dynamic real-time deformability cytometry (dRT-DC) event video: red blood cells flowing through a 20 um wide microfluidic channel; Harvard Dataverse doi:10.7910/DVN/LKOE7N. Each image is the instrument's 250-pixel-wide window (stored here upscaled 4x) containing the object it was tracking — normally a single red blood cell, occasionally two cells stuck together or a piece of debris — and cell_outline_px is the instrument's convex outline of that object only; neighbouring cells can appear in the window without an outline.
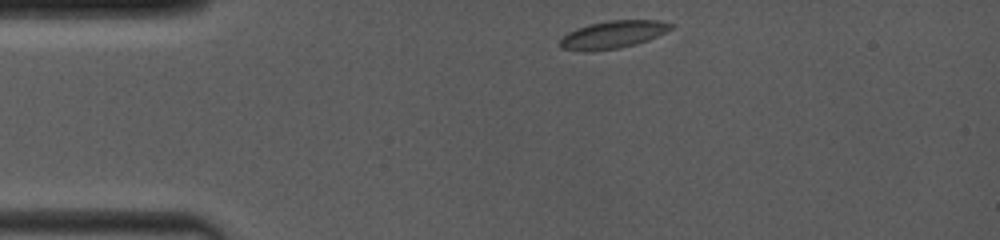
{"species": "common noctule bat (a hibernating species)", "species_latin": "Nyctalus noctula", "temperature_condition": "room temperature", "stored_images_in_passage": 75, "camera_frame_rate_fps": 4000, "um_per_image_px": 0.085, "animal": {"sex": "female", "body_mass_g": 19.0, "forearm_length_mm": 53.3}, "frame": {"image": 1, "passage_image": 1, "time_ms": 0.0, "image_size_px": [1000, 240], "cell_outline_px": [[672, 28], [648, 40], [636, 44], [620, 48], [584, 52], [560, 48], [560, 40], [568, 32], [576, 28], [592, 24], [612, 20], [656, 20], [672, 24]], "centroid_in_image_um": [52.06, 2.95], "position_along_channel_um": 32.9, "area_um2": 17.63}}
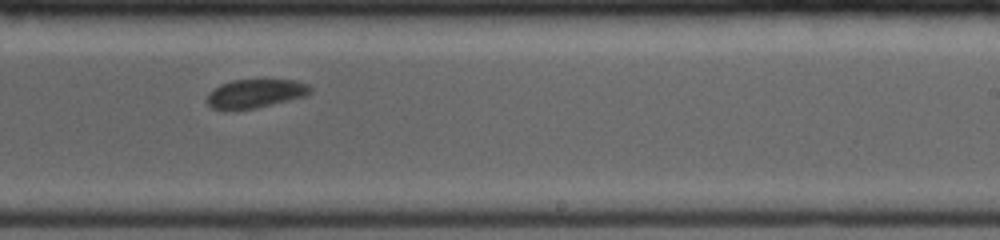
{"frame": {"image": 2, "passage_image": 53, "time_ms": 7.0, "image_size_px": [1000, 240], "cell_outline_px": [[312, 92], [308, 96], [256, 108], [224, 112], [212, 108], [204, 100], [208, 92], [212, 88], [220, 84], [232, 80], [296, 80], [308, 84], [312, 88]], "centroid_in_image_um": [21.65, 7.98], "position_along_channel_um": 267.3, "area_um2": 17.98}}
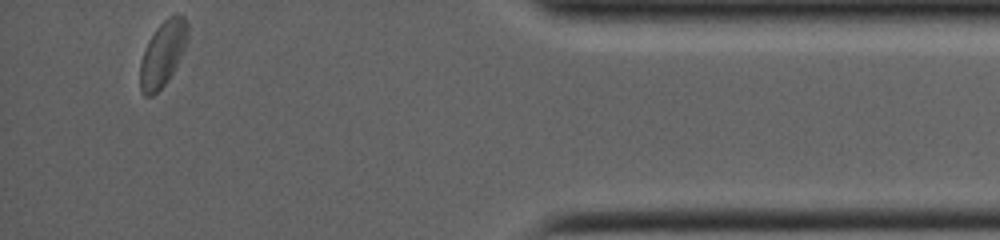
{"frame": {"image": 3, "passage_image": 74, "time_ms": 11.75, "image_size_px": [1000, 240], "cell_outline_px": [[188, 40], [168, 80], [152, 96], [144, 96], [140, 88], [140, 60], [148, 40], [156, 28], [168, 16], [176, 12], [180, 12], [188, 20]], "centroid_in_image_um": [13.84, 4.5], "position_along_channel_um": 421.4, "area_um2": 18.21}, "authors_computed_cell_mechanics": {"area_um2": 18.0336, "velocity_mm_per_s": 4.0045, "shape_relaxation_time_tau1_ms": 3.8801, "shape_relaxation_time_tau2_ms": 2.179, "deformation_change_tau1": 0.1472, "deformation_change_tau2": 0.0446}}